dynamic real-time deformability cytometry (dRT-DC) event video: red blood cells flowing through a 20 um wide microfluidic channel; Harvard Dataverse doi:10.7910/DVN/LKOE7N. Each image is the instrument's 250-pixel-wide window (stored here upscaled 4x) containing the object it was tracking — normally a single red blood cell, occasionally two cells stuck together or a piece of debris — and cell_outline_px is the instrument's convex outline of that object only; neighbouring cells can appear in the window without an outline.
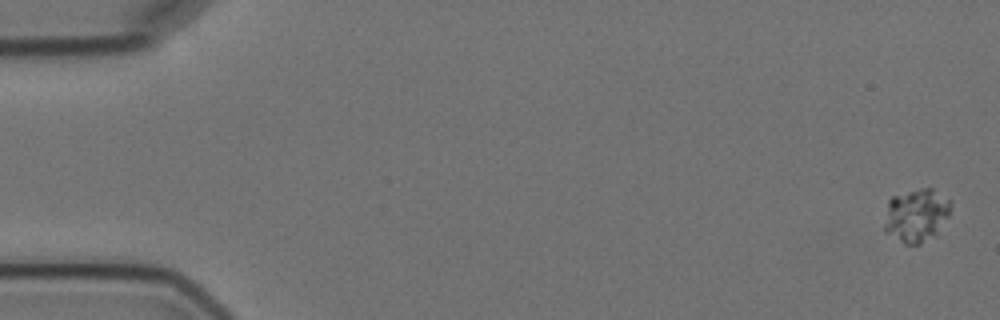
{"species": "Egyptian fruit bat (a non-hibernating species)", "species_latin": "Rousettus aegyptiacus", "temperature_condition": "cold", "stored_images_in_passage": 3, "camera_frame_rate_fps": 3000, "um_per_image_px": 0.085, "animal": {"sex": "female"}, "frame": {"image": 1, "passage_image": 1, "time_ms": 0.0, "image_size_px": [1000, 320], "cell_outline_px": [[948, 216], [920, 244], [904, 244], [884, 232], [884, 224], [888, 200], [892, 196], [920, 188], [932, 188], [948, 200]], "centroid_in_image_um": [77.77, 18.28], "position_along_channel_um": 7.2, "area_um2": 19.71}}